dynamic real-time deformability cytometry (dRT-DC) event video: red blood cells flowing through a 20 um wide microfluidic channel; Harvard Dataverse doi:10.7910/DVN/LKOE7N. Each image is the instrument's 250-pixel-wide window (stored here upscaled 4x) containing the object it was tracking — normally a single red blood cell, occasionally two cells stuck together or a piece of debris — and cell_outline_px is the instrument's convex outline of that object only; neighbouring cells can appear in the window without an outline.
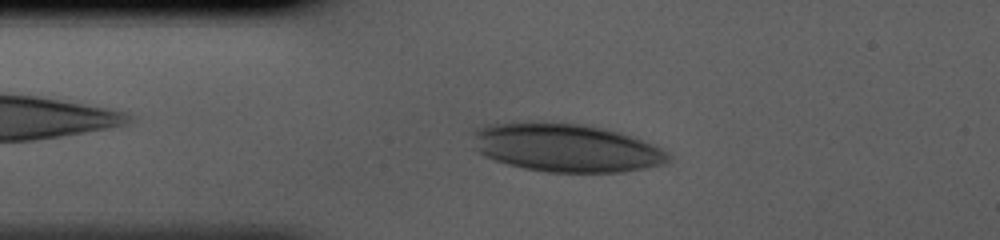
{"species": "human", "species_latin": "Homo sapiens", "temperature_condition": "cold", "stored_images_in_passage": 38, "camera_frame_rate_fps": 3000, "um_per_image_px": 0.085, "donor": {"sex": "male"}, "frame": {"image": 1, "passage_image": 6, "time_ms": 1.667, "image_size_px": [1000, 240], "cell_outline_px": [[672, 156], [664, 164], [624, 172], [544, 172], [524, 168], [508, 164], [496, 160], [480, 152], [476, 148], [472, 132], [476, 128], [488, 124], [576, 124], [600, 128], [616, 132], [640, 140], [660, 148], [668, 152]], "centroid_in_image_um": [48.13, 12.6], "position_along_channel_um": 36.9, "area_um2": 53.52}}
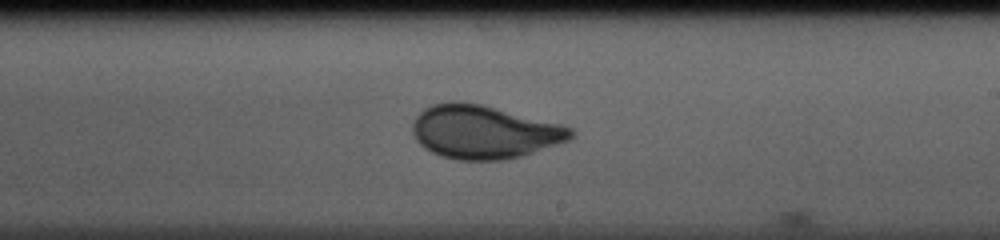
{"frame": {"image": 2, "passage_image": 22, "time_ms": 7.0, "image_size_px": [1000, 240], "cell_outline_px": [[576, 132], [568, 140], [520, 156], [500, 160], [456, 160], [440, 156], [424, 148], [416, 140], [412, 132], [412, 124], [416, 116], [424, 108], [432, 104], [480, 104], [560, 124], [572, 128]], "centroid_in_image_um": [41.12, 11.25], "position_along_channel_um": 247.9, "area_um2": 48.26}}
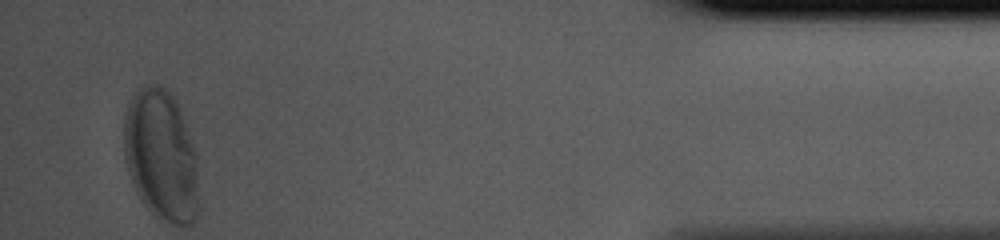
{"frame": {"image": 3, "passage_image": 38, "time_ms": 12.333, "image_size_px": [1000, 240], "cell_outline_px": [[200, 208], [196, 220], [192, 224], [172, 224], [156, 216], [140, 200], [136, 192], [124, 156], [124, 116], [128, 104], [132, 96], [144, 84], [160, 84], [172, 96], [180, 108], [192, 148], [196, 168]], "centroid_in_image_um": [13.68, 13.24], "position_along_channel_um": 421.5, "area_um2": 56.82}}